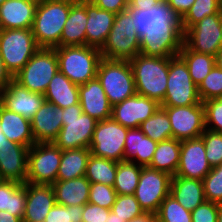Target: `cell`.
<instances>
[{
	"mask_svg": "<svg viewBox=\"0 0 222 222\" xmlns=\"http://www.w3.org/2000/svg\"><path fill=\"white\" fill-rule=\"evenodd\" d=\"M102 58L131 60L140 53V38L128 10L116 14L105 44L100 49Z\"/></svg>",
	"mask_w": 222,
	"mask_h": 222,
	"instance_id": "obj_5",
	"label": "cell"
},
{
	"mask_svg": "<svg viewBox=\"0 0 222 222\" xmlns=\"http://www.w3.org/2000/svg\"><path fill=\"white\" fill-rule=\"evenodd\" d=\"M219 203L205 201L191 211L192 222H217Z\"/></svg>",
	"mask_w": 222,
	"mask_h": 222,
	"instance_id": "obj_47",
	"label": "cell"
},
{
	"mask_svg": "<svg viewBox=\"0 0 222 222\" xmlns=\"http://www.w3.org/2000/svg\"><path fill=\"white\" fill-rule=\"evenodd\" d=\"M159 107L156 100L136 93L112 106L111 118L129 129L139 128Z\"/></svg>",
	"mask_w": 222,
	"mask_h": 222,
	"instance_id": "obj_16",
	"label": "cell"
},
{
	"mask_svg": "<svg viewBox=\"0 0 222 222\" xmlns=\"http://www.w3.org/2000/svg\"><path fill=\"white\" fill-rule=\"evenodd\" d=\"M211 168L201 137L181 141L179 165L175 176L203 180Z\"/></svg>",
	"mask_w": 222,
	"mask_h": 222,
	"instance_id": "obj_18",
	"label": "cell"
},
{
	"mask_svg": "<svg viewBox=\"0 0 222 222\" xmlns=\"http://www.w3.org/2000/svg\"><path fill=\"white\" fill-rule=\"evenodd\" d=\"M40 49L31 28L0 29V55L14 77Z\"/></svg>",
	"mask_w": 222,
	"mask_h": 222,
	"instance_id": "obj_8",
	"label": "cell"
},
{
	"mask_svg": "<svg viewBox=\"0 0 222 222\" xmlns=\"http://www.w3.org/2000/svg\"><path fill=\"white\" fill-rule=\"evenodd\" d=\"M206 201L222 204V166H215L203 178Z\"/></svg>",
	"mask_w": 222,
	"mask_h": 222,
	"instance_id": "obj_43",
	"label": "cell"
},
{
	"mask_svg": "<svg viewBox=\"0 0 222 222\" xmlns=\"http://www.w3.org/2000/svg\"><path fill=\"white\" fill-rule=\"evenodd\" d=\"M44 98L56 107H70L79 103V85L71 82L58 70L50 80Z\"/></svg>",
	"mask_w": 222,
	"mask_h": 222,
	"instance_id": "obj_30",
	"label": "cell"
},
{
	"mask_svg": "<svg viewBox=\"0 0 222 222\" xmlns=\"http://www.w3.org/2000/svg\"><path fill=\"white\" fill-rule=\"evenodd\" d=\"M89 3L99 7L100 9L118 14L127 10L129 0H87Z\"/></svg>",
	"mask_w": 222,
	"mask_h": 222,
	"instance_id": "obj_49",
	"label": "cell"
},
{
	"mask_svg": "<svg viewBox=\"0 0 222 222\" xmlns=\"http://www.w3.org/2000/svg\"><path fill=\"white\" fill-rule=\"evenodd\" d=\"M187 64L192 81L199 84L215 65V56L190 50L184 43L178 54Z\"/></svg>",
	"mask_w": 222,
	"mask_h": 222,
	"instance_id": "obj_34",
	"label": "cell"
},
{
	"mask_svg": "<svg viewBox=\"0 0 222 222\" xmlns=\"http://www.w3.org/2000/svg\"><path fill=\"white\" fill-rule=\"evenodd\" d=\"M158 142L145 136L139 128L128 129L125 138L123 161H131L137 165H150Z\"/></svg>",
	"mask_w": 222,
	"mask_h": 222,
	"instance_id": "obj_25",
	"label": "cell"
},
{
	"mask_svg": "<svg viewBox=\"0 0 222 222\" xmlns=\"http://www.w3.org/2000/svg\"><path fill=\"white\" fill-rule=\"evenodd\" d=\"M0 139H8L2 132V127L0 126Z\"/></svg>",
	"mask_w": 222,
	"mask_h": 222,
	"instance_id": "obj_59",
	"label": "cell"
},
{
	"mask_svg": "<svg viewBox=\"0 0 222 222\" xmlns=\"http://www.w3.org/2000/svg\"><path fill=\"white\" fill-rule=\"evenodd\" d=\"M127 10L140 38V54L153 57L177 56L183 45L181 20L164 0L147 10Z\"/></svg>",
	"mask_w": 222,
	"mask_h": 222,
	"instance_id": "obj_1",
	"label": "cell"
},
{
	"mask_svg": "<svg viewBox=\"0 0 222 222\" xmlns=\"http://www.w3.org/2000/svg\"><path fill=\"white\" fill-rule=\"evenodd\" d=\"M29 147L0 139V178L26 183Z\"/></svg>",
	"mask_w": 222,
	"mask_h": 222,
	"instance_id": "obj_17",
	"label": "cell"
},
{
	"mask_svg": "<svg viewBox=\"0 0 222 222\" xmlns=\"http://www.w3.org/2000/svg\"><path fill=\"white\" fill-rule=\"evenodd\" d=\"M217 222H222V204H219V211L217 216Z\"/></svg>",
	"mask_w": 222,
	"mask_h": 222,
	"instance_id": "obj_57",
	"label": "cell"
},
{
	"mask_svg": "<svg viewBox=\"0 0 222 222\" xmlns=\"http://www.w3.org/2000/svg\"><path fill=\"white\" fill-rule=\"evenodd\" d=\"M0 126L3 134L12 142L29 148L36 143L31 130V120L8 110L1 103Z\"/></svg>",
	"mask_w": 222,
	"mask_h": 222,
	"instance_id": "obj_27",
	"label": "cell"
},
{
	"mask_svg": "<svg viewBox=\"0 0 222 222\" xmlns=\"http://www.w3.org/2000/svg\"><path fill=\"white\" fill-rule=\"evenodd\" d=\"M13 77L5 68L2 57L0 55V92L10 83Z\"/></svg>",
	"mask_w": 222,
	"mask_h": 222,
	"instance_id": "obj_52",
	"label": "cell"
},
{
	"mask_svg": "<svg viewBox=\"0 0 222 222\" xmlns=\"http://www.w3.org/2000/svg\"><path fill=\"white\" fill-rule=\"evenodd\" d=\"M156 217L158 222H192L191 212L170 194L162 201Z\"/></svg>",
	"mask_w": 222,
	"mask_h": 222,
	"instance_id": "obj_39",
	"label": "cell"
},
{
	"mask_svg": "<svg viewBox=\"0 0 222 222\" xmlns=\"http://www.w3.org/2000/svg\"><path fill=\"white\" fill-rule=\"evenodd\" d=\"M164 0H129V7L133 9L147 10Z\"/></svg>",
	"mask_w": 222,
	"mask_h": 222,
	"instance_id": "obj_51",
	"label": "cell"
},
{
	"mask_svg": "<svg viewBox=\"0 0 222 222\" xmlns=\"http://www.w3.org/2000/svg\"><path fill=\"white\" fill-rule=\"evenodd\" d=\"M26 203V183L2 180L0 182V211L23 218Z\"/></svg>",
	"mask_w": 222,
	"mask_h": 222,
	"instance_id": "obj_31",
	"label": "cell"
},
{
	"mask_svg": "<svg viewBox=\"0 0 222 222\" xmlns=\"http://www.w3.org/2000/svg\"><path fill=\"white\" fill-rule=\"evenodd\" d=\"M156 221H157L156 214L144 212L143 214L133 218L129 222H156Z\"/></svg>",
	"mask_w": 222,
	"mask_h": 222,
	"instance_id": "obj_53",
	"label": "cell"
},
{
	"mask_svg": "<svg viewBox=\"0 0 222 222\" xmlns=\"http://www.w3.org/2000/svg\"><path fill=\"white\" fill-rule=\"evenodd\" d=\"M180 20L189 11L195 0H165Z\"/></svg>",
	"mask_w": 222,
	"mask_h": 222,
	"instance_id": "obj_50",
	"label": "cell"
},
{
	"mask_svg": "<svg viewBox=\"0 0 222 222\" xmlns=\"http://www.w3.org/2000/svg\"><path fill=\"white\" fill-rule=\"evenodd\" d=\"M139 129L145 136L156 142L172 138L170 120L162 107H159L151 117L141 123Z\"/></svg>",
	"mask_w": 222,
	"mask_h": 222,
	"instance_id": "obj_37",
	"label": "cell"
},
{
	"mask_svg": "<svg viewBox=\"0 0 222 222\" xmlns=\"http://www.w3.org/2000/svg\"><path fill=\"white\" fill-rule=\"evenodd\" d=\"M215 65L222 70V47L215 55Z\"/></svg>",
	"mask_w": 222,
	"mask_h": 222,
	"instance_id": "obj_56",
	"label": "cell"
},
{
	"mask_svg": "<svg viewBox=\"0 0 222 222\" xmlns=\"http://www.w3.org/2000/svg\"><path fill=\"white\" fill-rule=\"evenodd\" d=\"M70 8L71 1L68 0H46L37 5L31 30L40 48L60 47Z\"/></svg>",
	"mask_w": 222,
	"mask_h": 222,
	"instance_id": "obj_3",
	"label": "cell"
},
{
	"mask_svg": "<svg viewBox=\"0 0 222 222\" xmlns=\"http://www.w3.org/2000/svg\"><path fill=\"white\" fill-rule=\"evenodd\" d=\"M96 77L112 106L137 93L129 60L102 58L98 65Z\"/></svg>",
	"mask_w": 222,
	"mask_h": 222,
	"instance_id": "obj_6",
	"label": "cell"
},
{
	"mask_svg": "<svg viewBox=\"0 0 222 222\" xmlns=\"http://www.w3.org/2000/svg\"><path fill=\"white\" fill-rule=\"evenodd\" d=\"M68 1H71V2H79L81 0H68Z\"/></svg>",
	"mask_w": 222,
	"mask_h": 222,
	"instance_id": "obj_61",
	"label": "cell"
},
{
	"mask_svg": "<svg viewBox=\"0 0 222 222\" xmlns=\"http://www.w3.org/2000/svg\"><path fill=\"white\" fill-rule=\"evenodd\" d=\"M87 19L86 0L71 2L70 12L60 38V47L86 45Z\"/></svg>",
	"mask_w": 222,
	"mask_h": 222,
	"instance_id": "obj_26",
	"label": "cell"
},
{
	"mask_svg": "<svg viewBox=\"0 0 222 222\" xmlns=\"http://www.w3.org/2000/svg\"><path fill=\"white\" fill-rule=\"evenodd\" d=\"M62 150L53 142L35 143L29 148L26 183L52 185L57 173Z\"/></svg>",
	"mask_w": 222,
	"mask_h": 222,
	"instance_id": "obj_11",
	"label": "cell"
},
{
	"mask_svg": "<svg viewBox=\"0 0 222 222\" xmlns=\"http://www.w3.org/2000/svg\"><path fill=\"white\" fill-rule=\"evenodd\" d=\"M117 161L90 155L85 177L90 183H101L114 186L117 172Z\"/></svg>",
	"mask_w": 222,
	"mask_h": 222,
	"instance_id": "obj_36",
	"label": "cell"
},
{
	"mask_svg": "<svg viewBox=\"0 0 222 222\" xmlns=\"http://www.w3.org/2000/svg\"><path fill=\"white\" fill-rule=\"evenodd\" d=\"M83 206H63L55 204L44 222H82Z\"/></svg>",
	"mask_w": 222,
	"mask_h": 222,
	"instance_id": "obj_44",
	"label": "cell"
},
{
	"mask_svg": "<svg viewBox=\"0 0 222 222\" xmlns=\"http://www.w3.org/2000/svg\"><path fill=\"white\" fill-rule=\"evenodd\" d=\"M110 209L92 203L83 205L82 222H106Z\"/></svg>",
	"mask_w": 222,
	"mask_h": 222,
	"instance_id": "obj_48",
	"label": "cell"
},
{
	"mask_svg": "<svg viewBox=\"0 0 222 222\" xmlns=\"http://www.w3.org/2000/svg\"><path fill=\"white\" fill-rule=\"evenodd\" d=\"M4 1H6V0H0V5H1Z\"/></svg>",
	"mask_w": 222,
	"mask_h": 222,
	"instance_id": "obj_63",
	"label": "cell"
},
{
	"mask_svg": "<svg viewBox=\"0 0 222 222\" xmlns=\"http://www.w3.org/2000/svg\"><path fill=\"white\" fill-rule=\"evenodd\" d=\"M45 101L44 95L29 91L14 79L0 92V103L31 120Z\"/></svg>",
	"mask_w": 222,
	"mask_h": 222,
	"instance_id": "obj_19",
	"label": "cell"
},
{
	"mask_svg": "<svg viewBox=\"0 0 222 222\" xmlns=\"http://www.w3.org/2000/svg\"><path fill=\"white\" fill-rule=\"evenodd\" d=\"M90 155L89 148L63 150L57 180H70L84 176Z\"/></svg>",
	"mask_w": 222,
	"mask_h": 222,
	"instance_id": "obj_33",
	"label": "cell"
},
{
	"mask_svg": "<svg viewBox=\"0 0 222 222\" xmlns=\"http://www.w3.org/2000/svg\"><path fill=\"white\" fill-rule=\"evenodd\" d=\"M97 120L82 112L80 102L63 109V126L53 142L58 148L72 150L89 148Z\"/></svg>",
	"mask_w": 222,
	"mask_h": 222,
	"instance_id": "obj_7",
	"label": "cell"
},
{
	"mask_svg": "<svg viewBox=\"0 0 222 222\" xmlns=\"http://www.w3.org/2000/svg\"><path fill=\"white\" fill-rule=\"evenodd\" d=\"M170 120L172 138L179 141L199 138L205 131L203 102L189 106L162 107Z\"/></svg>",
	"mask_w": 222,
	"mask_h": 222,
	"instance_id": "obj_15",
	"label": "cell"
},
{
	"mask_svg": "<svg viewBox=\"0 0 222 222\" xmlns=\"http://www.w3.org/2000/svg\"><path fill=\"white\" fill-rule=\"evenodd\" d=\"M63 109L44 101L31 119V130L36 143L54 142L63 126Z\"/></svg>",
	"mask_w": 222,
	"mask_h": 222,
	"instance_id": "obj_20",
	"label": "cell"
},
{
	"mask_svg": "<svg viewBox=\"0 0 222 222\" xmlns=\"http://www.w3.org/2000/svg\"><path fill=\"white\" fill-rule=\"evenodd\" d=\"M28 1L32 2V3L36 4V5H40L41 3H43L46 0H28Z\"/></svg>",
	"mask_w": 222,
	"mask_h": 222,
	"instance_id": "obj_58",
	"label": "cell"
},
{
	"mask_svg": "<svg viewBox=\"0 0 222 222\" xmlns=\"http://www.w3.org/2000/svg\"><path fill=\"white\" fill-rule=\"evenodd\" d=\"M221 14L220 0H195L189 11L181 19L183 33L206 16Z\"/></svg>",
	"mask_w": 222,
	"mask_h": 222,
	"instance_id": "obj_38",
	"label": "cell"
},
{
	"mask_svg": "<svg viewBox=\"0 0 222 222\" xmlns=\"http://www.w3.org/2000/svg\"><path fill=\"white\" fill-rule=\"evenodd\" d=\"M206 129L222 133V97L203 102Z\"/></svg>",
	"mask_w": 222,
	"mask_h": 222,
	"instance_id": "obj_46",
	"label": "cell"
},
{
	"mask_svg": "<svg viewBox=\"0 0 222 222\" xmlns=\"http://www.w3.org/2000/svg\"><path fill=\"white\" fill-rule=\"evenodd\" d=\"M86 45L101 49L115 21L116 14L100 9L86 0Z\"/></svg>",
	"mask_w": 222,
	"mask_h": 222,
	"instance_id": "obj_23",
	"label": "cell"
},
{
	"mask_svg": "<svg viewBox=\"0 0 222 222\" xmlns=\"http://www.w3.org/2000/svg\"><path fill=\"white\" fill-rule=\"evenodd\" d=\"M58 70L55 48H40L13 79L29 91L44 95Z\"/></svg>",
	"mask_w": 222,
	"mask_h": 222,
	"instance_id": "obj_9",
	"label": "cell"
},
{
	"mask_svg": "<svg viewBox=\"0 0 222 222\" xmlns=\"http://www.w3.org/2000/svg\"><path fill=\"white\" fill-rule=\"evenodd\" d=\"M111 211L126 222L144 213L134 195H117Z\"/></svg>",
	"mask_w": 222,
	"mask_h": 222,
	"instance_id": "obj_42",
	"label": "cell"
},
{
	"mask_svg": "<svg viewBox=\"0 0 222 222\" xmlns=\"http://www.w3.org/2000/svg\"><path fill=\"white\" fill-rule=\"evenodd\" d=\"M37 5L28 0H6L0 5L1 29L32 27Z\"/></svg>",
	"mask_w": 222,
	"mask_h": 222,
	"instance_id": "obj_24",
	"label": "cell"
},
{
	"mask_svg": "<svg viewBox=\"0 0 222 222\" xmlns=\"http://www.w3.org/2000/svg\"><path fill=\"white\" fill-rule=\"evenodd\" d=\"M116 196V191L112 186L101 183H91L88 203L111 210Z\"/></svg>",
	"mask_w": 222,
	"mask_h": 222,
	"instance_id": "obj_45",
	"label": "cell"
},
{
	"mask_svg": "<svg viewBox=\"0 0 222 222\" xmlns=\"http://www.w3.org/2000/svg\"><path fill=\"white\" fill-rule=\"evenodd\" d=\"M167 90L160 107L189 106L201 103L198 86L192 81L187 64L179 56L169 60Z\"/></svg>",
	"mask_w": 222,
	"mask_h": 222,
	"instance_id": "obj_10",
	"label": "cell"
},
{
	"mask_svg": "<svg viewBox=\"0 0 222 222\" xmlns=\"http://www.w3.org/2000/svg\"><path fill=\"white\" fill-rule=\"evenodd\" d=\"M128 129L112 118L98 121L89 146L91 155L117 162L123 161Z\"/></svg>",
	"mask_w": 222,
	"mask_h": 222,
	"instance_id": "obj_12",
	"label": "cell"
},
{
	"mask_svg": "<svg viewBox=\"0 0 222 222\" xmlns=\"http://www.w3.org/2000/svg\"><path fill=\"white\" fill-rule=\"evenodd\" d=\"M180 149L181 141L174 138L158 142L148 167L174 176L179 165Z\"/></svg>",
	"mask_w": 222,
	"mask_h": 222,
	"instance_id": "obj_32",
	"label": "cell"
},
{
	"mask_svg": "<svg viewBox=\"0 0 222 222\" xmlns=\"http://www.w3.org/2000/svg\"><path fill=\"white\" fill-rule=\"evenodd\" d=\"M200 137L204 141L209 165L211 167L222 165V133L205 129Z\"/></svg>",
	"mask_w": 222,
	"mask_h": 222,
	"instance_id": "obj_41",
	"label": "cell"
},
{
	"mask_svg": "<svg viewBox=\"0 0 222 222\" xmlns=\"http://www.w3.org/2000/svg\"><path fill=\"white\" fill-rule=\"evenodd\" d=\"M171 58L145 56L139 53L129 60L137 94L154 99L159 104L164 100Z\"/></svg>",
	"mask_w": 222,
	"mask_h": 222,
	"instance_id": "obj_2",
	"label": "cell"
},
{
	"mask_svg": "<svg viewBox=\"0 0 222 222\" xmlns=\"http://www.w3.org/2000/svg\"><path fill=\"white\" fill-rule=\"evenodd\" d=\"M220 9L222 11V0H220Z\"/></svg>",
	"mask_w": 222,
	"mask_h": 222,
	"instance_id": "obj_62",
	"label": "cell"
},
{
	"mask_svg": "<svg viewBox=\"0 0 222 222\" xmlns=\"http://www.w3.org/2000/svg\"><path fill=\"white\" fill-rule=\"evenodd\" d=\"M106 222H126L124 219H121L117 214L110 211L108 217H106Z\"/></svg>",
	"mask_w": 222,
	"mask_h": 222,
	"instance_id": "obj_55",
	"label": "cell"
},
{
	"mask_svg": "<svg viewBox=\"0 0 222 222\" xmlns=\"http://www.w3.org/2000/svg\"><path fill=\"white\" fill-rule=\"evenodd\" d=\"M170 195L190 212L206 201L203 181L199 179L172 176Z\"/></svg>",
	"mask_w": 222,
	"mask_h": 222,
	"instance_id": "obj_29",
	"label": "cell"
},
{
	"mask_svg": "<svg viewBox=\"0 0 222 222\" xmlns=\"http://www.w3.org/2000/svg\"><path fill=\"white\" fill-rule=\"evenodd\" d=\"M221 35H222V11H221Z\"/></svg>",
	"mask_w": 222,
	"mask_h": 222,
	"instance_id": "obj_60",
	"label": "cell"
},
{
	"mask_svg": "<svg viewBox=\"0 0 222 222\" xmlns=\"http://www.w3.org/2000/svg\"><path fill=\"white\" fill-rule=\"evenodd\" d=\"M0 222H23L21 218L11 215L9 212L0 211Z\"/></svg>",
	"mask_w": 222,
	"mask_h": 222,
	"instance_id": "obj_54",
	"label": "cell"
},
{
	"mask_svg": "<svg viewBox=\"0 0 222 222\" xmlns=\"http://www.w3.org/2000/svg\"><path fill=\"white\" fill-rule=\"evenodd\" d=\"M56 204L52 185L26 183V203L23 222H44Z\"/></svg>",
	"mask_w": 222,
	"mask_h": 222,
	"instance_id": "obj_21",
	"label": "cell"
},
{
	"mask_svg": "<svg viewBox=\"0 0 222 222\" xmlns=\"http://www.w3.org/2000/svg\"><path fill=\"white\" fill-rule=\"evenodd\" d=\"M183 43L192 51L215 56L222 47L221 14L206 16L188 28Z\"/></svg>",
	"mask_w": 222,
	"mask_h": 222,
	"instance_id": "obj_14",
	"label": "cell"
},
{
	"mask_svg": "<svg viewBox=\"0 0 222 222\" xmlns=\"http://www.w3.org/2000/svg\"><path fill=\"white\" fill-rule=\"evenodd\" d=\"M201 102L222 97V70L216 65L198 86Z\"/></svg>",
	"mask_w": 222,
	"mask_h": 222,
	"instance_id": "obj_40",
	"label": "cell"
},
{
	"mask_svg": "<svg viewBox=\"0 0 222 222\" xmlns=\"http://www.w3.org/2000/svg\"><path fill=\"white\" fill-rule=\"evenodd\" d=\"M58 69L71 82L81 85L96 78L97 69L102 59L100 49L87 46L56 47Z\"/></svg>",
	"mask_w": 222,
	"mask_h": 222,
	"instance_id": "obj_4",
	"label": "cell"
},
{
	"mask_svg": "<svg viewBox=\"0 0 222 222\" xmlns=\"http://www.w3.org/2000/svg\"><path fill=\"white\" fill-rule=\"evenodd\" d=\"M79 102L82 112L97 121L111 118L112 105L97 77L79 85Z\"/></svg>",
	"mask_w": 222,
	"mask_h": 222,
	"instance_id": "obj_22",
	"label": "cell"
},
{
	"mask_svg": "<svg viewBox=\"0 0 222 222\" xmlns=\"http://www.w3.org/2000/svg\"><path fill=\"white\" fill-rule=\"evenodd\" d=\"M142 167L131 161H120L117 163V172L113 186L117 195H134Z\"/></svg>",
	"mask_w": 222,
	"mask_h": 222,
	"instance_id": "obj_35",
	"label": "cell"
},
{
	"mask_svg": "<svg viewBox=\"0 0 222 222\" xmlns=\"http://www.w3.org/2000/svg\"><path fill=\"white\" fill-rule=\"evenodd\" d=\"M171 179L169 173L142 167L134 196L144 212L156 214L162 201L170 194Z\"/></svg>",
	"mask_w": 222,
	"mask_h": 222,
	"instance_id": "obj_13",
	"label": "cell"
},
{
	"mask_svg": "<svg viewBox=\"0 0 222 222\" xmlns=\"http://www.w3.org/2000/svg\"><path fill=\"white\" fill-rule=\"evenodd\" d=\"M90 182L84 176L57 180L52 184L56 204L63 206H83L89 201Z\"/></svg>",
	"mask_w": 222,
	"mask_h": 222,
	"instance_id": "obj_28",
	"label": "cell"
}]
</instances>
